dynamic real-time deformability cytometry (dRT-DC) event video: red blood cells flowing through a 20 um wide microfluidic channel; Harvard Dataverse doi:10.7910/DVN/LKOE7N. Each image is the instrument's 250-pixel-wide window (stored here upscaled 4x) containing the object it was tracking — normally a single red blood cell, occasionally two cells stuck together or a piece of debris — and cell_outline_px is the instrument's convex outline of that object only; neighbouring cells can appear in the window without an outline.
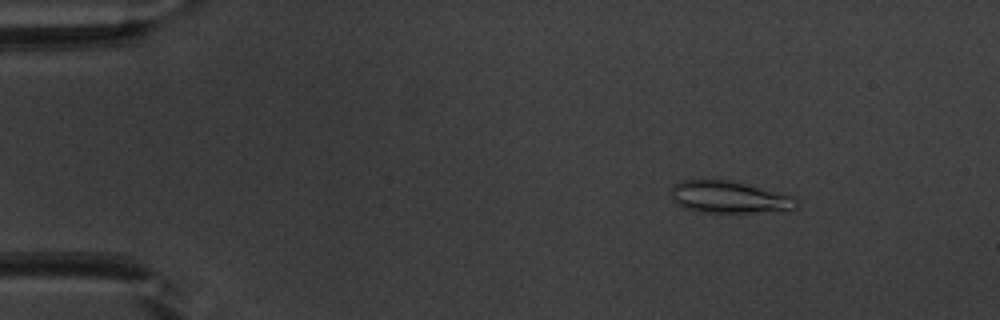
{"species": "common noctule bat (a hibernating species)", "species_latin": "Nyctalus noctula", "temperature_condition": "warm", "stored_images_in_passage": 47, "camera_frame_rate_fps": 3000, "um_per_image_px": 0.085, "animal": {"sex": "male", "body_mass_g": 20.1, "forearm_length_mm": 53.5}, "frame": {"image": 1, "passage_image": 3, "time_ms": 0.667, "image_size_px": [1000, 320], "cell_outline_px": [[796, 208], [792, 212], [700, 212], [684, 208], [676, 204], [672, 200], [672, 188], [680, 180], [728, 180], [792, 196], [796, 200]], "centroid_in_image_um": [61.99, 16.79], "position_along_channel_um": 23.0, "area_um2": 23.29}}
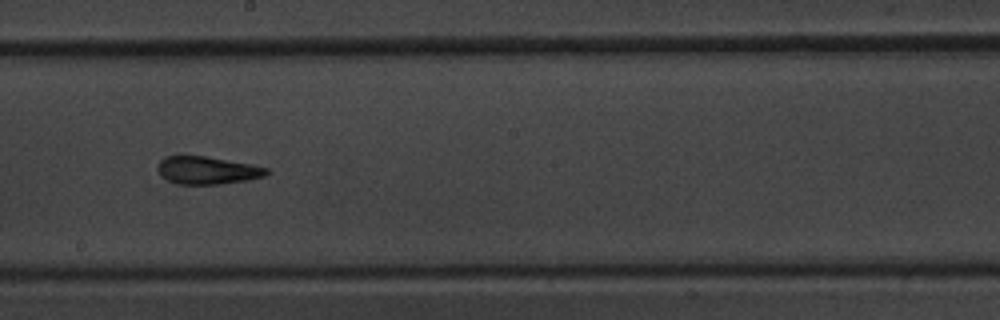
{"frame": {"image": 2, "passage_image": 25, "time_ms": 8.0, "image_size_px": [1000, 320], "cell_outline_px": [[272, 172], [264, 176], [248, 180], [220, 184], [180, 184], [168, 180], [156, 168], [160, 160], [168, 156], [204, 156], [252, 164], [268, 168]], "centroid_in_image_um": [17.68, 14.48], "position_along_channel_um": 230.5, "area_um2": 17.46}}
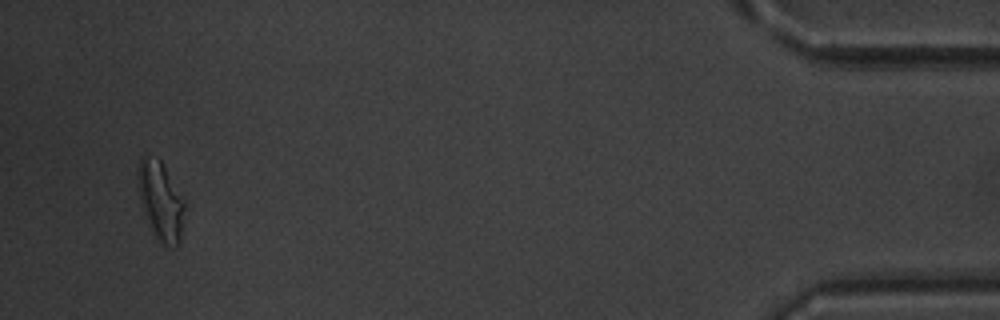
{"frame": {"image": 3, "passage_image": 45, "time_ms": 14.667, "image_size_px": [1000, 320], "cell_outline_px": [[184, 208], [180, 240], [176, 248], [172, 248], [164, 244], [152, 232], [144, 216], [140, 204], [136, 184], [136, 168], [140, 156], [148, 156], [160, 160], [184, 200]], "centroid_in_image_um": [13.59, 17.06], "position_along_channel_um": 421.6, "area_um2": 21.56}, "authors_computed_cell_mechanics": {"area_um2": 18.3804, "velocity_mm_per_s": 3.9711, "shape_relaxation_time_tau1_ms": 7.6439, "shape_relaxation_time_tau2_ms": 2.3322, "deformation_change_tau1": 0.219, "deformation_change_tau2": 0.1038}}